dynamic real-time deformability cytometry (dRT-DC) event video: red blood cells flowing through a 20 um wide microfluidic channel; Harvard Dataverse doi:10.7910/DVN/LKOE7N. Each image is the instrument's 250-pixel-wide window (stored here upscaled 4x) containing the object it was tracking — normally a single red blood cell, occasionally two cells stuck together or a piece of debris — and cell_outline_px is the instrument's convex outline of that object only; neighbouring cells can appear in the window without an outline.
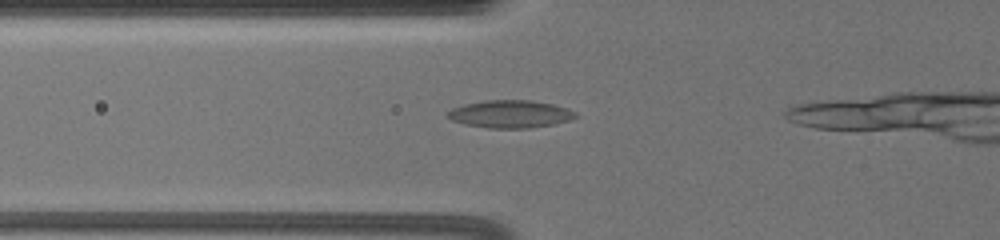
{"species": "common noctule bat (a hibernating species)", "species_latin": "Nyctalus noctula", "temperature_condition": "warm", "stored_images_in_passage": 47, "camera_frame_rate_fps": 3000, "um_per_image_px": 0.085, "animal": {"sex": "female", "body_mass_g": 19.5, "forearm_length_mm": 54.1}, "frame": {"image": 1, "passage_image": 16, "time_ms": 5.0, "image_size_px": [1000, 240], "cell_outline_px": [[580, 116], [568, 120], [552, 124], [528, 128], [488, 128], [468, 124], [452, 120], [444, 116], [452, 108], [464, 104], [488, 100], [532, 100], [552, 104], [576, 112]], "centroid_in_image_um": [43.36, 9.69], "position_along_channel_um": 82.4, "area_um2": 20.4}}
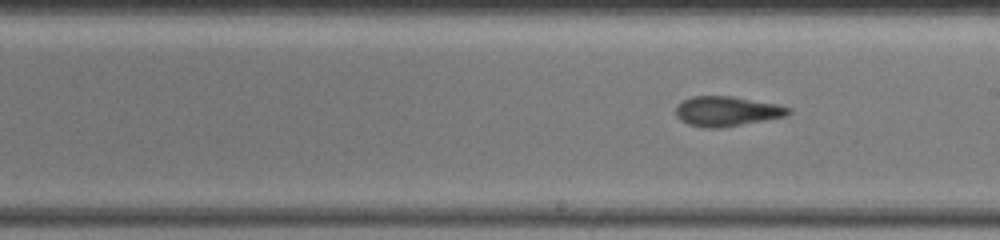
{"frame": {"image": 2, "passage_image": 29, "time_ms": 9.333, "image_size_px": [1000, 240], "cell_outline_px": [[792, 112], [784, 116], [764, 120], [720, 128], [708, 128], [688, 124], [680, 120], [676, 116], [676, 104], [692, 96], [732, 96], [776, 104], [792, 108]], "centroid_in_image_um": [61.75, 9.45], "position_along_channel_um": 227.2, "area_um2": 19.48}}
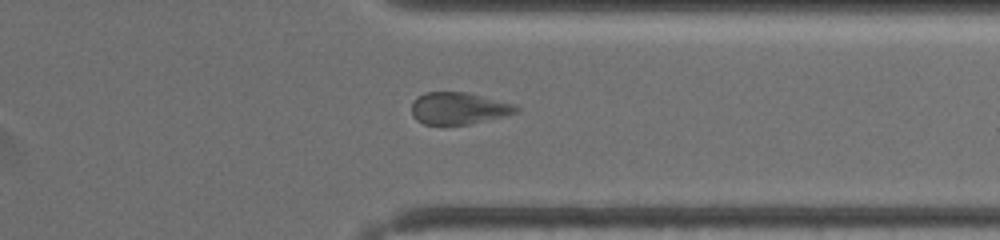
{"frame": {"image": 3, "passage_image": 42, "time_ms": 13.667, "image_size_px": [1000, 240], "cell_outline_px": [[520, 108], [516, 112], [504, 116], [468, 124], [424, 124], [416, 120], [412, 116], [412, 104], [424, 92], [464, 92], [512, 104]], "centroid_in_image_um": [38.94, 9.21], "position_along_channel_um": 372.5, "area_um2": 18.96}}